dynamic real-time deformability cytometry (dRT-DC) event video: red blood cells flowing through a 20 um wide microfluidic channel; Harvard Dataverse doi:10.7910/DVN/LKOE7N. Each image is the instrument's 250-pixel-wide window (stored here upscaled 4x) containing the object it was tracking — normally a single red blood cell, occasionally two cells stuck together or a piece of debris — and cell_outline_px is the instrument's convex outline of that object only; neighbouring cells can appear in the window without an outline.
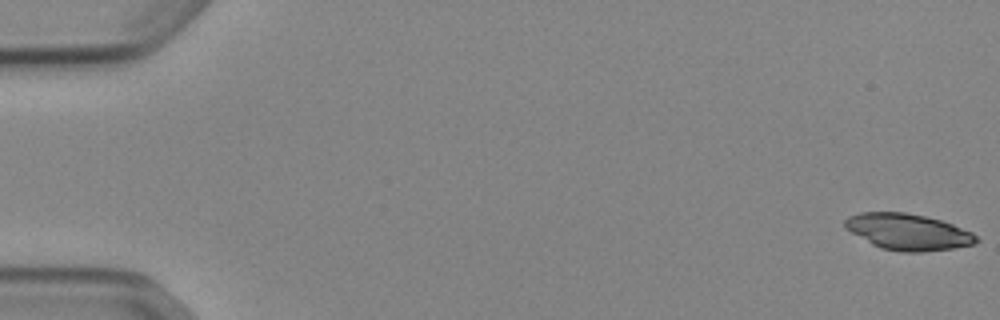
{"species": "Egyptian fruit bat (a non-hibernating species)", "species_latin": "Rousettus aegyptiacus", "temperature_condition": "cold", "stored_images_in_passage": 53, "camera_frame_rate_fps": 3000, "um_per_image_px": 0.085, "animal": {"sex": "female"}, "frame": {"image": 1, "passage_image": 1, "time_ms": 0.0, "image_size_px": [1000, 320], "cell_outline_px": [[980, 240], [976, 244], [952, 248], [924, 252], [900, 252], [880, 248], [872, 244], [844, 228], [844, 220], [848, 216], [860, 212], [904, 212], [924, 216], [940, 220], [952, 224], [972, 232]], "centroid_in_image_um": [77.17, 19.71], "position_along_channel_um": 7.8, "area_um2": 27.8}}
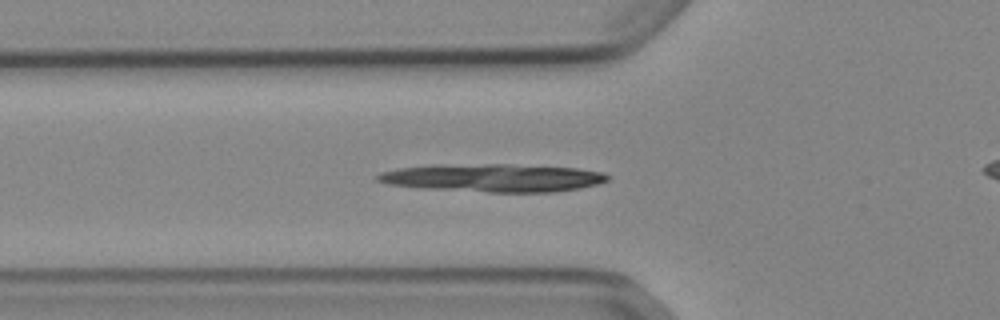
{"frame": {"image": 2, "passage_image": 19, "time_ms": 6.0, "image_size_px": [1000, 320], "cell_outline_px": [[608, 180], [596, 184], [580, 188], [552, 192], [488, 192], [424, 188], [388, 184], [376, 180], [376, 176], [380, 172], [400, 168], [432, 164], [508, 164], [576, 168], [604, 172], [608, 176]], "centroid_in_image_um": [41.88, 15.11], "position_along_channel_um": 83.9, "area_um2": 37.51}}
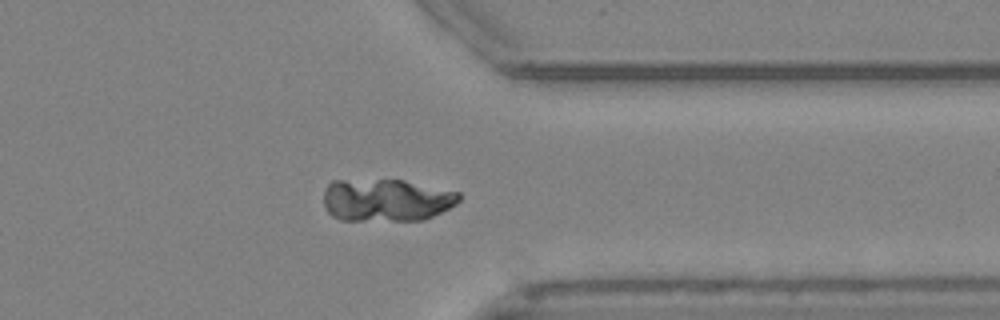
{"frame": {"image": 3, "passage_image": 42, "time_ms": 13.667, "image_size_px": [1000, 320], "cell_outline_px": [[460, 200], [456, 204], [424, 220], [340, 220], [332, 216], [324, 208], [324, 188], [332, 180], [404, 180], [460, 192]], "centroid_in_image_um": [32.81, 17.0], "position_along_channel_um": 378.6, "area_um2": 33.7}}